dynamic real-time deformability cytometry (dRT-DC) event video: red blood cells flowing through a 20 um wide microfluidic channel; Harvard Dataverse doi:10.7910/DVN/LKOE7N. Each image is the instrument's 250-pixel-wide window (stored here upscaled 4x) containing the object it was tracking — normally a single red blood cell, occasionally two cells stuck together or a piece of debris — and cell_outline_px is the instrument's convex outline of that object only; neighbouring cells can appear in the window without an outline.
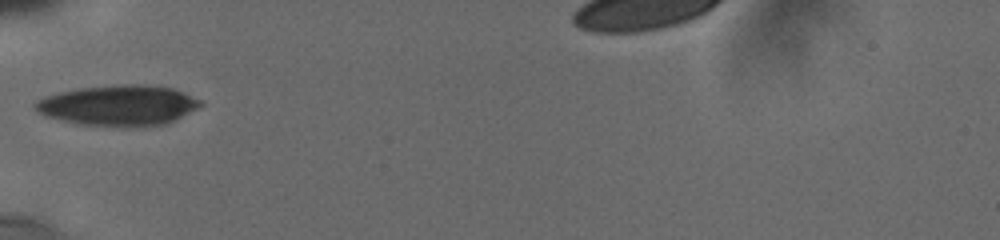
{"species": "human", "species_latin": "Homo sapiens", "temperature_condition": "cold", "stored_images_in_passage": 5, "camera_frame_rate_fps": 3000, "um_per_image_px": 0.085, "donor": {"sex": "male"}, "frame": {"image": 1, "passage_image": 1, "time_ms": 0.0, "image_size_px": [1000, 240], "cell_outline_px": [[204, 104], [164, 124], [144, 128], [124, 128], [72, 124], [44, 116], [32, 104], [36, 100], [44, 96], [60, 92], [80, 88], [116, 84], [144, 84], [172, 88], [200, 100]], "centroid_in_image_um": [10.0, 8.98], "position_along_channel_um": 75.0, "area_um2": 39.59}}